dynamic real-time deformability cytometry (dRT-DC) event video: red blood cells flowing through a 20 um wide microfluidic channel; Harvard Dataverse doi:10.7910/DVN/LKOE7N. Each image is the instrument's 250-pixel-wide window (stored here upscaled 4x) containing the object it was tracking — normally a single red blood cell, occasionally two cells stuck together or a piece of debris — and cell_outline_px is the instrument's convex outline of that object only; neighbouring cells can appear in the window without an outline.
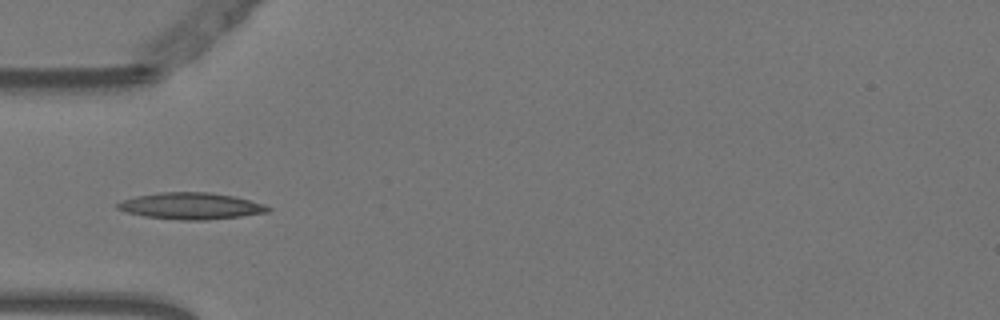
{"species": "Egyptian fruit bat (a non-hibernating species)", "species_latin": "Rousettus aegyptiacus", "temperature_condition": "warm", "stored_images_in_passage": 38, "camera_frame_rate_fps": 3000, "um_per_image_px": 0.085, "animal": {"sex": "female"}, "frame": {"image": 1, "passage_image": 1, "time_ms": 0.0, "image_size_px": [1000, 320], "cell_outline_px": [[272, 208], [268, 212], [240, 216], [208, 220], [180, 220], [144, 216], [128, 212], [116, 208], [116, 204], [124, 200], [136, 196], [160, 192], [208, 192], [232, 196], [264, 204]], "centroid_in_image_um": [16.23, 17.51], "position_along_channel_um": 68.8, "area_um2": 23.06}}
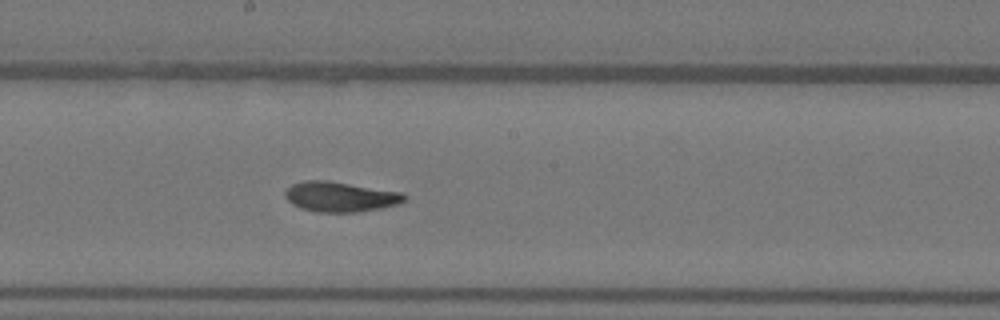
{"frame": {"image": 2, "passage_image": 13, "time_ms": 4.0, "image_size_px": [1000, 320], "cell_outline_px": [[408, 196], [404, 200], [396, 204], [380, 208], [356, 212], [316, 212], [300, 208], [292, 204], [284, 196], [284, 192], [292, 184], [304, 180], [328, 180], [404, 192]], "centroid_in_image_um": [28.91, 16.71], "position_along_channel_um": 219.3, "area_um2": 21.04}}
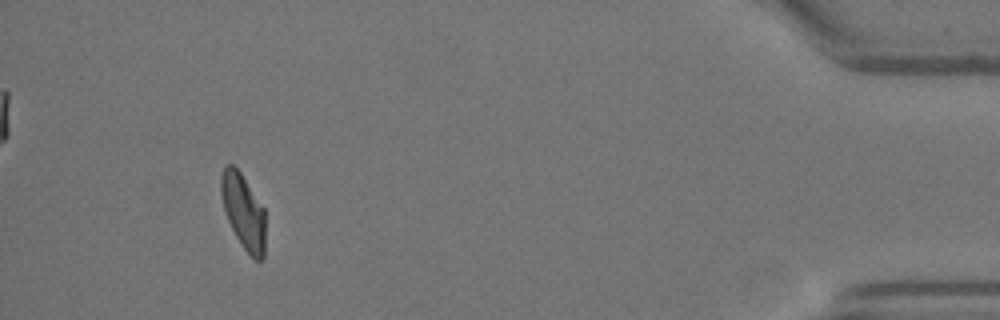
{"frame": {"image": 3, "passage_image": 34, "time_ms": 11.0, "image_size_px": [1000, 320], "cell_outline_px": [[264, 256], [260, 260], [256, 260], [244, 248], [236, 236], [228, 220], [224, 208], [220, 192], [220, 176], [224, 168], [228, 164], [232, 164], [240, 172], [264, 208]], "centroid_in_image_um": [20.67, 17.95], "position_along_channel_um": 414.5, "area_um2": 18.96}, "authors_computed_cell_mechanics": {"area_um2": 20.4901, "velocity_mm_per_s": 3.7381, "shape_relaxation_time_tau1_ms": 6.3785, "shape_relaxation_time_tau2_ms": 1.3977, "deformation_change_tau1": 0.2139, "deformation_change_tau2": 0.0756}}